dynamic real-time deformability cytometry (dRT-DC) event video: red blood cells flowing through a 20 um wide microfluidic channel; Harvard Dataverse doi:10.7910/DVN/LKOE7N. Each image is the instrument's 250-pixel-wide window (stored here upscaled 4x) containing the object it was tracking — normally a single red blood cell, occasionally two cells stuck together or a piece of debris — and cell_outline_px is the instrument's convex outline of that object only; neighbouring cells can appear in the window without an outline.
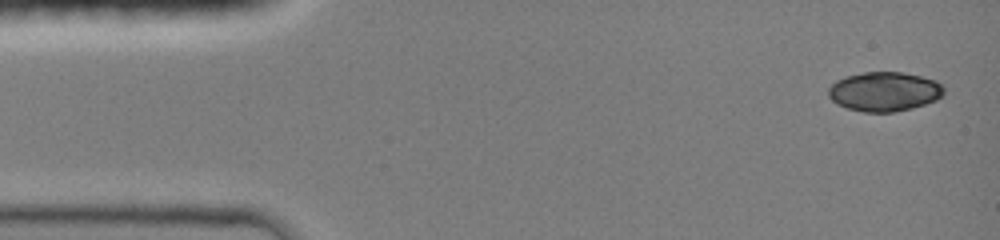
{"species": "common noctule bat (a hibernating species)", "species_latin": "Nyctalus noctula", "temperature_condition": "room temperature", "stored_images_in_passage": 5, "camera_frame_rate_fps": 3000, "um_per_image_px": 0.085, "animal": {"sex": "female", "body_mass_g": 19.0, "forearm_length_mm": 51.5}, "frame": {"image": 1, "passage_image": 1, "time_ms": 0.0, "image_size_px": [1000, 240], "cell_outline_px": [[944, 96], [936, 100], [912, 108], [892, 112], [864, 112], [848, 108], [836, 104], [828, 96], [828, 88], [836, 80], [844, 76], [864, 72], [900, 72], [920, 76], [936, 80], [944, 88]], "centroid_in_image_um": [75.16, 7.78], "position_along_channel_um": 9.8, "area_um2": 26.59}}
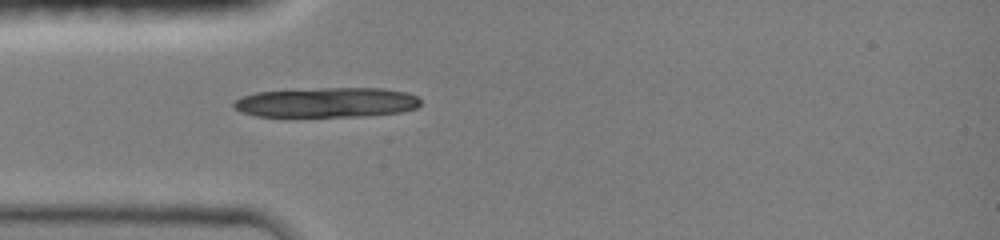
{"frame": {"image": 2, "passage_image": 5, "time_ms": 3.667, "image_size_px": [1000, 240], "cell_outline_px": [[420, 104], [416, 108], [400, 112], [364, 116], [256, 116], [240, 112], [232, 104], [236, 100], [244, 96], [256, 92], [324, 88], [384, 88], [408, 92], [416, 96], [420, 100]], "centroid_in_image_um": [27.8, 8.7], "position_along_channel_um": 57.2, "area_um2": 32.37}}